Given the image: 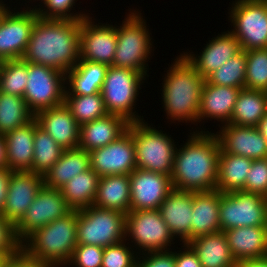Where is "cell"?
Wrapping results in <instances>:
<instances>
[{"label": "cell", "mask_w": 267, "mask_h": 267, "mask_svg": "<svg viewBox=\"0 0 267 267\" xmlns=\"http://www.w3.org/2000/svg\"><path fill=\"white\" fill-rule=\"evenodd\" d=\"M246 77V55L242 50L229 59L218 70L210 74L205 80L212 85L229 86L244 89Z\"/></svg>", "instance_id": "74e56055"}, {"label": "cell", "mask_w": 267, "mask_h": 267, "mask_svg": "<svg viewBox=\"0 0 267 267\" xmlns=\"http://www.w3.org/2000/svg\"><path fill=\"white\" fill-rule=\"evenodd\" d=\"M11 6L12 4L8 0H0V21Z\"/></svg>", "instance_id": "db71d44e"}, {"label": "cell", "mask_w": 267, "mask_h": 267, "mask_svg": "<svg viewBox=\"0 0 267 267\" xmlns=\"http://www.w3.org/2000/svg\"><path fill=\"white\" fill-rule=\"evenodd\" d=\"M3 63H4V61L2 59H0V73H1Z\"/></svg>", "instance_id": "680465c9"}, {"label": "cell", "mask_w": 267, "mask_h": 267, "mask_svg": "<svg viewBox=\"0 0 267 267\" xmlns=\"http://www.w3.org/2000/svg\"><path fill=\"white\" fill-rule=\"evenodd\" d=\"M139 267H175V248L141 253L137 258Z\"/></svg>", "instance_id": "bcb514c9"}, {"label": "cell", "mask_w": 267, "mask_h": 267, "mask_svg": "<svg viewBox=\"0 0 267 267\" xmlns=\"http://www.w3.org/2000/svg\"><path fill=\"white\" fill-rule=\"evenodd\" d=\"M224 234L236 262L267 256V226L238 227Z\"/></svg>", "instance_id": "4316f807"}, {"label": "cell", "mask_w": 267, "mask_h": 267, "mask_svg": "<svg viewBox=\"0 0 267 267\" xmlns=\"http://www.w3.org/2000/svg\"><path fill=\"white\" fill-rule=\"evenodd\" d=\"M216 128L215 132L210 131L216 135L222 151L253 160L267 158V141L257 127L228 123Z\"/></svg>", "instance_id": "ffe728a7"}, {"label": "cell", "mask_w": 267, "mask_h": 267, "mask_svg": "<svg viewBox=\"0 0 267 267\" xmlns=\"http://www.w3.org/2000/svg\"><path fill=\"white\" fill-rule=\"evenodd\" d=\"M90 169L89 153L81 148L64 149L59 160L43 176L44 185L61 189L75 175Z\"/></svg>", "instance_id": "4dcf8cb0"}, {"label": "cell", "mask_w": 267, "mask_h": 267, "mask_svg": "<svg viewBox=\"0 0 267 267\" xmlns=\"http://www.w3.org/2000/svg\"><path fill=\"white\" fill-rule=\"evenodd\" d=\"M100 21L101 17L97 19L93 13L81 20L80 60L112 66L117 47L116 23Z\"/></svg>", "instance_id": "5bb4252c"}, {"label": "cell", "mask_w": 267, "mask_h": 267, "mask_svg": "<svg viewBox=\"0 0 267 267\" xmlns=\"http://www.w3.org/2000/svg\"><path fill=\"white\" fill-rule=\"evenodd\" d=\"M267 112V92L241 89L231 115L230 124L256 127Z\"/></svg>", "instance_id": "836d02e7"}, {"label": "cell", "mask_w": 267, "mask_h": 267, "mask_svg": "<svg viewBox=\"0 0 267 267\" xmlns=\"http://www.w3.org/2000/svg\"><path fill=\"white\" fill-rule=\"evenodd\" d=\"M41 0H22L20 7H28V8H35L38 5V2H40ZM24 2V3H23ZM28 3V4H27ZM25 4V5H24Z\"/></svg>", "instance_id": "11a10c76"}, {"label": "cell", "mask_w": 267, "mask_h": 267, "mask_svg": "<svg viewBox=\"0 0 267 267\" xmlns=\"http://www.w3.org/2000/svg\"><path fill=\"white\" fill-rule=\"evenodd\" d=\"M167 65L168 67L163 68L165 70L161 79L162 86H158L161 87L159 91L161 100L158 101L161 102L165 119L170 126L185 124L190 127L188 131L197 132L201 92L205 79L181 53L175 55L171 64Z\"/></svg>", "instance_id": "3957f363"}, {"label": "cell", "mask_w": 267, "mask_h": 267, "mask_svg": "<svg viewBox=\"0 0 267 267\" xmlns=\"http://www.w3.org/2000/svg\"><path fill=\"white\" fill-rule=\"evenodd\" d=\"M77 1L78 0H41L35 7V10L38 17L45 19L82 20L89 17L92 14L90 9L86 10L82 6L79 7L78 5H81L82 2L80 1V4H78ZM82 8L83 10L79 11V9Z\"/></svg>", "instance_id": "ab89813d"}, {"label": "cell", "mask_w": 267, "mask_h": 267, "mask_svg": "<svg viewBox=\"0 0 267 267\" xmlns=\"http://www.w3.org/2000/svg\"><path fill=\"white\" fill-rule=\"evenodd\" d=\"M34 134L35 117L23 126L3 134L8 168L11 171L32 172Z\"/></svg>", "instance_id": "d4e9b609"}, {"label": "cell", "mask_w": 267, "mask_h": 267, "mask_svg": "<svg viewBox=\"0 0 267 267\" xmlns=\"http://www.w3.org/2000/svg\"><path fill=\"white\" fill-rule=\"evenodd\" d=\"M76 246L77 210H71L31 234L22 243V251L40 263L65 267Z\"/></svg>", "instance_id": "5b68a950"}, {"label": "cell", "mask_w": 267, "mask_h": 267, "mask_svg": "<svg viewBox=\"0 0 267 267\" xmlns=\"http://www.w3.org/2000/svg\"><path fill=\"white\" fill-rule=\"evenodd\" d=\"M220 197L221 192L217 189L193 192L191 240L221 231Z\"/></svg>", "instance_id": "484cf974"}, {"label": "cell", "mask_w": 267, "mask_h": 267, "mask_svg": "<svg viewBox=\"0 0 267 267\" xmlns=\"http://www.w3.org/2000/svg\"><path fill=\"white\" fill-rule=\"evenodd\" d=\"M134 8L126 10L122 23L115 22L117 47L112 66L138 71L148 78L149 71L152 70L149 68V63L152 61L149 60H152V56L155 57L154 51L157 47L153 43L155 39L145 15L140 7Z\"/></svg>", "instance_id": "277c9868"}, {"label": "cell", "mask_w": 267, "mask_h": 267, "mask_svg": "<svg viewBox=\"0 0 267 267\" xmlns=\"http://www.w3.org/2000/svg\"><path fill=\"white\" fill-rule=\"evenodd\" d=\"M240 90L229 86L212 85L205 80L201 92L197 132H209L208 129L211 127L206 128L204 124L210 121L217 122L215 126L212 124V128L228 124Z\"/></svg>", "instance_id": "d6986e66"}, {"label": "cell", "mask_w": 267, "mask_h": 267, "mask_svg": "<svg viewBox=\"0 0 267 267\" xmlns=\"http://www.w3.org/2000/svg\"><path fill=\"white\" fill-rule=\"evenodd\" d=\"M28 82V62L22 59L5 60L0 73V92L24 96Z\"/></svg>", "instance_id": "f35d334b"}, {"label": "cell", "mask_w": 267, "mask_h": 267, "mask_svg": "<svg viewBox=\"0 0 267 267\" xmlns=\"http://www.w3.org/2000/svg\"><path fill=\"white\" fill-rule=\"evenodd\" d=\"M225 30L209 37L199 53L194 49L179 52L204 79L242 51L239 41L228 29Z\"/></svg>", "instance_id": "e0dca14e"}, {"label": "cell", "mask_w": 267, "mask_h": 267, "mask_svg": "<svg viewBox=\"0 0 267 267\" xmlns=\"http://www.w3.org/2000/svg\"><path fill=\"white\" fill-rule=\"evenodd\" d=\"M219 221L221 231L267 226V197L244 191L221 193Z\"/></svg>", "instance_id": "8fae6325"}, {"label": "cell", "mask_w": 267, "mask_h": 267, "mask_svg": "<svg viewBox=\"0 0 267 267\" xmlns=\"http://www.w3.org/2000/svg\"><path fill=\"white\" fill-rule=\"evenodd\" d=\"M70 211L61 189H54L43 184L25 215L15 225L18 240L23 243L36 230L64 217Z\"/></svg>", "instance_id": "9a60e30c"}, {"label": "cell", "mask_w": 267, "mask_h": 267, "mask_svg": "<svg viewBox=\"0 0 267 267\" xmlns=\"http://www.w3.org/2000/svg\"><path fill=\"white\" fill-rule=\"evenodd\" d=\"M241 191L267 197V158L253 160L247 173L245 186Z\"/></svg>", "instance_id": "ee69618b"}, {"label": "cell", "mask_w": 267, "mask_h": 267, "mask_svg": "<svg viewBox=\"0 0 267 267\" xmlns=\"http://www.w3.org/2000/svg\"><path fill=\"white\" fill-rule=\"evenodd\" d=\"M125 240L138 254L171 250L179 245L159 210H130L126 214Z\"/></svg>", "instance_id": "30bf717a"}, {"label": "cell", "mask_w": 267, "mask_h": 267, "mask_svg": "<svg viewBox=\"0 0 267 267\" xmlns=\"http://www.w3.org/2000/svg\"><path fill=\"white\" fill-rule=\"evenodd\" d=\"M138 253L126 241L104 247L101 267H134Z\"/></svg>", "instance_id": "b9f144b4"}, {"label": "cell", "mask_w": 267, "mask_h": 267, "mask_svg": "<svg viewBox=\"0 0 267 267\" xmlns=\"http://www.w3.org/2000/svg\"><path fill=\"white\" fill-rule=\"evenodd\" d=\"M228 8L227 29L242 50L267 48V0H232Z\"/></svg>", "instance_id": "ba28073f"}, {"label": "cell", "mask_w": 267, "mask_h": 267, "mask_svg": "<svg viewBox=\"0 0 267 267\" xmlns=\"http://www.w3.org/2000/svg\"><path fill=\"white\" fill-rule=\"evenodd\" d=\"M130 200V175L100 177L94 206L127 214L130 211Z\"/></svg>", "instance_id": "f546056e"}, {"label": "cell", "mask_w": 267, "mask_h": 267, "mask_svg": "<svg viewBox=\"0 0 267 267\" xmlns=\"http://www.w3.org/2000/svg\"><path fill=\"white\" fill-rule=\"evenodd\" d=\"M253 159L220 151L216 189L221 193L241 191Z\"/></svg>", "instance_id": "1f68e13d"}, {"label": "cell", "mask_w": 267, "mask_h": 267, "mask_svg": "<svg viewBox=\"0 0 267 267\" xmlns=\"http://www.w3.org/2000/svg\"><path fill=\"white\" fill-rule=\"evenodd\" d=\"M22 251V243L18 240L15 225L0 214V253L12 258Z\"/></svg>", "instance_id": "f6af8a7d"}, {"label": "cell", "mask_w": 267, "mask_h": 267, "mask_svg": "<svg viewBox=\"0 0 267 267\" xmlns=\"http://www.w3.org/2000/svg\"><path fill=\"white\" fill-rule=\"evenodd\" d=\"M175 247V267H202L196 253L185 243Z\"/></svg>", "instance_id": "7dc6e473"}, {"label": "cell", "mask_w": 267, "mask_h": 267, "mask_svg": "<svg viewBox=\"0 0 267 267\" xmlns=\"http://www.w3.org/2000/svg\"><path fill=\"white\" fill-rule=\"evenodd\" d=\"M99 179L100 176L92 168L72 177L61 188L67 206L71 210H81L92 206L96 198Z\"/></svg>", "instance_id": "d6a6232c"}, {"label": "cell", "mask_w": 267, "mask_h": 267, "mask_svg": "<svg viewBox=\"0 0 267 267\" xmlns=\"http://www.w3.org/2000/svg\"><path fill=\"white\" fill-rule=\"evenodd\" d=\"M245 89L267 92V48L245 51Z\"/></svg>", "instance_id": "60d3db41"}, {"label": "cell", "mask_w": 267, "mask_h": 267, "mask_svg": "<svg viewBox=\"0 0 267 267\" xmlns=\"http://www.w3.org/2000/svg\"><path fill=\"white\" fill-rule=\"evenodd\" d=\"M43 175L29 171H14L11 174L3 215L16 225L25 215L43 186Z\"/></svg>", "instance_id": "44dd1931"}, {"label": "cell", "mask_w": 267, "mask_h": 267, "mask_svg": "<svg viewBox=\"0 0 267 267\" xmlns=\"http://www.w3.org/2000/svg\"><path fill=\"white\" fill-rule=\"evenodd\" d=\"M15 1H16V2H15ZM15 1L13 2V0H9V2H10L11 4H13V6L16 5L15 7H20V3H21L20 1H21V0H15ZM18 1H19V2H18ZM17 2H18V3H17ZM15 3H17V4H15ZM17 5H18V6H17Z\"/></svg>", "instance_id": "6f0895ef"}, {"label": "cell", "mask_w": 267, "mask_h": 267, "mask_svg": "<svg viewBox=\"0 0 267 267\" xmlns=\"http://www.w3.org/2000/svg\"><path fill=\"white\" fill-rule=\"evenodd\" d=\"M126 237V214L90 206L77 210V244L107 247Z\"/></svg>", "instance_id": "9c48e42d"}, {"label": "cell", "mask_w": 267, "mask_h": 267, "mask_svg": "<svg viewBox=\"0 0 267 267\" xmlns=\"http://www.w3.org/2000/svg\"><path fill=\"white\" fill-rule=\"evenodd\" d=\"M129 124L126 119L115 114L82 124L78 147L87 152L104 147L122 136L128 130Z\"/></svg>", "instance_id": "cb8c5ba5"}, {"label": "cell", "mask_w": 267, "mask_h": 267, "mask_svg": "<svg viewBox=\"0 0 267 267\" xmlns=\"http://www.w3.org/2000/svg\"><path fill=\"white\" fill-rule=\"evenodd\" d=\"M146 120L132 122L137 168L171 177L174 155L180 141L172 136L174 133L170 135L167 130H163L165 127H156L154 123Z\"/></svg>", "instance_id": "8992f818"}, {"label": "cell", "mask_w": 267, "mask_h": 267, "mask_svg": "<svg viewBox=\"0 0 267 267\" xmlns=\"http://www.w3.org/2000/svg\"><path fill=\"white\" fill-rule=\"evenodd\" d=\"M187 244L196 253L202 267H237L224 231L196 237Z\"/></svg>", "instance_id": "83f0119b"}, {"label": "cell", "mask_w": 267, "mask_h": 267, "mask_svg": "<svg viewBox=\"0 0 267 267\" xmlns=\"http://www.w3.org/2000/svg\"><path fill=\"white\" fill-rule=\"evenodd\" d=\"M88 153L90 168L100 177L130 175L137 168L132 123L129 124L128 130L117 140Z\"/></svg>", "instance_id": "2e32d148"}, {"label": "cell", "mask_w": 267, "mask_h": 267, "mask_svg": "<svg viewBox=\"0 0 267 267\" xmlns=\"http://www.w3.org/2000/svg\"><path fill=\"white\" fill-rule=\"evenodd\" d=\"M64 104L80 126L109 114L101 92L93 95H65Z\"/></svg>", "instance_id": "8d00e7d4"}, {"label": "cell", "mask_w": 267, "mask_h": 267, "mask_svg": "<svg viewBox=\"0 0 267 267\" xmlns=\"http://www.w3.org/2000/svg\"><path fill=\"white\" fill-rule=\"evenodd\" d=\"M172 190L170 176L136 168L130 174V210H158Z\"/></svg>", "instance_id": "ac0fdd59"}, {"label": "cell", "mask_w": 267, "mask_h": 267, "mask_svg": "<svg viewBox=\"0 0 267 267\" xmlns=\"http://www.w3.org/2000/svg\"><path fill=\"white\" fill-rule=\"evenodd\" d=\"M178 143L171 181L173 189L199 192L216 189L220 145L213 131H186Z\"/></svg>", "instance_id": "6da1fadb"}, {"label": "cell", "mask_w": 267, "mask_h": 267, "mask_svg": "<svg viewBox=\"0 0 267 267\" xmlns=\"http://www.w3.org/2000/svg\"><path fill=\"white\" fill-rule=\"evenodd\" d=\"M260 134L264 137L267 141V112L265 115L260 119V122L256 126Z\"/></svg>", "instance_id": "f5cc1de1"}, {"label": "cell", "mask_w": 267, "mask_h": 267, "mask_svg": "<svg viewBox=\"0 0 267 267\" xmlns=\"http://www.w3.org/2000/svg\"><path fill=\"white\" fill-rule=\"evenodd\" d=\"M11 171L9 168L0 169V214H3V209L6 202L8 184L11 177Z\"/></svg>", "instance_id": "681fc988"}, {"label": "cell", "mask_w": 267, "mask_h": 267, "mask_svg": "<svg viewBox=\"0 0 267 267\" xmlns=\"http://www.w3.org/2000/svg\"><path fill=\"white\" fill-rule=\"evenodd\" d=\"M237 267H267V256L239 261Z\"/></svg>", "instance_id": "f907efd6"}, {"label": "cell", "mask_w": 267, "mask_h": 267, "mask_svg": "<svg viewBox=\"0 0 267 267\" xmlns=\"http://www.w3.org/2000/svg\"><path fill=\"white\" fill-rule=\"evenodd\" d=\"M7 257L0 253V267H3V264L7 261Z\"/></svg>", "instance_id": "9f6ffc18"}, {"label": "cell", "mask_w": 267, "mask_h": 267, "mask_svg": "<svg viewBox=\"0 0 267 267\" xmlns=\"http://www.w3.org/2000/svg\"><path fill=\"white\" fill-rule=\"evenodd\" d=\"M108 67L103 63L79 60L66 73L65 95H93L101 92Z\"/></svg>", "instance_id": "f1b7e54d"}, {"label": "cell", "mask_w": 267, "mask_h": 267, "mask_svg": "<svg viewBox=\"0 0 267 267\" xmlns=\"http://www.w3.org/2000/svg\"><path fill=\"white\" fill-rule=\"evenodd\" d=\"M38 18L35 8L11 6L0 21V59H21Z\"/></svg>", "instance_id": "4fadbf2b"}, {"label": "cell", "mask_w": 267, "mask_h": 267, "mask_svg": "<svg viewBox=\"0 0 267 267\" xmlns=\"http://www.w3.org/2000/svg\"><path fill=\"white\" fill-rule=\"evenodd\" d=\"M3 267H51L28 257L23 251L18 255L8 258Z\"/></svg>", "instance_id": "c3c4849f"}, {"label": "cell", "mask_w": 267, "mask_h": 267, "mask_svg": "<svg viewBox=\"0 0 267 267\" xmlns=\"http://www.w3.org/2000/svg\"><path fill=\"white\" fill-rule=\"evenodd\" d=\"M103 252L100 246L77 244L65 267H101Z\"/></svg>", "instance_id": "7bdbcfd3"}, {"label": "cell", "mask_w": 267, "mask_h": 267, "mask_svg": "<svg viewBox=\"0 0 267 267\" xmlns=\"http://www.w3.org/2000/svg\"><path fill=\"white\" fill-rule=\"evenodd\" d=\"M65 91L66 74L48 66L28 62V82L23 98L34 115L41 110L63 104Z\"/></svg>", "instance_id": "7c38bea8"}, {"label": "cell", "mask_w": 267, "mask_h": 267, "mask_svg": "<svg viewBox=\"0 0 267 267\" xmlns=\"http://www.w3.org/2000/svg\"><path fill=\"white\" fill-rule=\"evenodd\" d=\"M35 115L21 96L0 92V133L5 134L30 122Z\"/></svg>", "instance_id": "d590c367"}, {"label": "cell", "mask_w": 267, "mask_h": 267, "mask_svg": "<svg viewBox=\"0 0 267 267\" xmlns=\"http://www.w3.org/2000/svg\"><path fill=\"white\" fill-rule=\"evenodd\" d=\"M80 26L81 20L38 17L21 59L66 74L80 60Z\"/></svg>", "instance_id": "7a4b0ae2"}, {"label": "cell", "mask_w": 267, "mask_h": 267, "mask_svg": "<svg viewBox=\"0 0 267 267\" xmlns=\"http://www.w3.org/2000/svg\"><path fill=\"white\" fill-rule=\"evenodd\" d=\"M8 168L7 158H6V144L3 134L0 133V169Z\"/></svg>", "instance_id": "816d5d0a"}, {"label": "cell", "mask_w": 267, "mask_h": 267, "mask_svg": "<svg viewBox=\"0 0 267 267\" xmlns=\"http://www.w3.org/2000/svg\"><path fill=\"white\" fill-rule=\"evenodd\" d=\"M63 148L43 130L35 119L34 154L32 173L45 175V173L59 160Z\"/></svg>", "instance_id": "e575fe53"}, {"label": "cell", "mask_w": 267, "mask_h": 267, "mask_svg": "<svg viewBox=\"0 0 267 267\" xmlns=\"http://www.w3.org/2000/svg\"><path fill=\"white\" fill-rule=\"evenodd\" d=\"M38 125L63 149L78 148L80 125L63 103L35 115Z\"/></svg>", "instance_id": "603a6c76"}, {"label": "cell", "mask_w": 267, "mask_h": 267, "mask_svg": "<svg viewBox=\"0 0 267 267\" xmlns=\"http://www.w3.org/2000/svg\"><path fill=\"white\" fill-rule=\"evenodd\" d=\"M147 80L149 78L141 72L109 66L101 89L107 112L119 115L129 123L144 120L146 115L143 116L137 106L139 94L142 87L148 84Z\"/></svg>", "instance_id": "52a82bcc"}, {"label": "cell", "mask_w": 267, "mask_h": 267, "mask_svg": "<svg viewBox=\"0 0 267 267\" xmlns=\"http://www.w3.org/2000/svg\"><path fill=\"white\" fill-rule=\"evenodd\" d=\"M192 206L193 192L173 189L158 209L179 243L191 241Z\"/></svg>", "instance_id": "7402d4cb"}]
</instances>
